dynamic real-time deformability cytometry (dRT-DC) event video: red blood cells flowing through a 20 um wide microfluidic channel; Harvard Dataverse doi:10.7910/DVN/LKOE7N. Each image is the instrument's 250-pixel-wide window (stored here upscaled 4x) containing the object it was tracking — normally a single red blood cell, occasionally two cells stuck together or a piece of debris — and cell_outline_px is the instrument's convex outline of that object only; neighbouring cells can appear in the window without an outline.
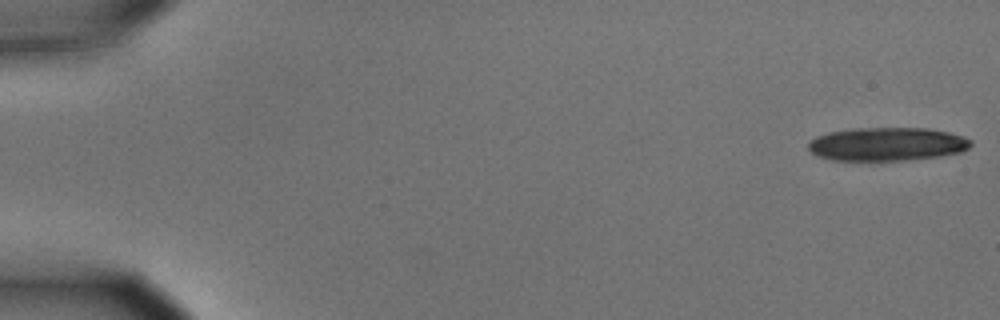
{"species": "common noctule bat (a hibernating species)", "species_latin": "Nyctalus noctula", "temperature_condition": "cold", "stored_images_in_passage": 11, "camera_frame_rate_fps": 3000, "um_per_image_px": 0.085, "animal": {"sex": "male", "body_mass_g": 15.6}, "frame": {"image": 1, "passage_image": 1, "time_ms": 0.0, "image_size_px": [1000, 320], "cell_outline_px": [[972, 144], [968, 148], [960, 152], [940, 156], [904, 160], [832, 160], [820, 156], [812, 152], [808, 148], [808, 144], [816, 136], [828, 132], [852, 128], [928, 128], [948, 132], [964, 136], [972, 140]], "centroid_in_image_um": [75.42, 12.24], "position_along_channel_um": 9.6, "area_um2": 31.62}}
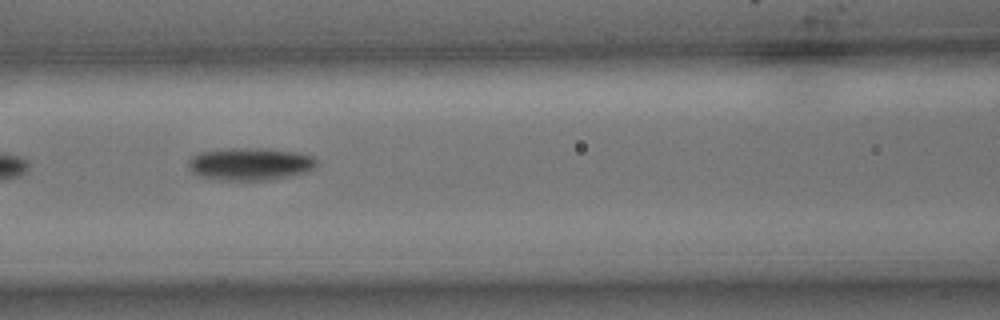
{"frame": {"image": 2, "passage_image": 7, "time_ms": 2.0, "image_size_px": [1000, 320], "cell_outline_px": [[316, 164], [312, 168], [304, 172], [272, 180], [216, 180], [200, 176], [192, 172], [188, 168], [188, 160], [192, 156], [200, 152], [228, 148], [268, 148], [296, 152], [312, 156], [316, 160]], "centroid_in_image_um": [21.21, 13.93], "position_along_channel_um": 145.4, "area_um2": 24.39}}
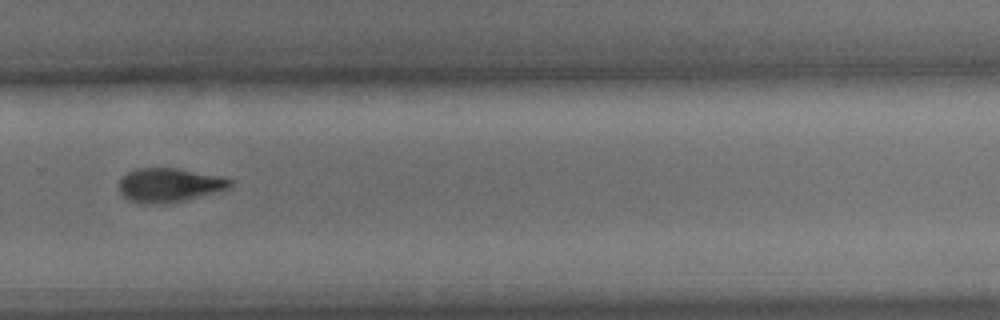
{"frame": {"image": 3, "passage_image": 11, "time_ms": 3.333, "image_size_px": [1000, 320], "cell_outline_px": [[232, 184], [228, 188], [188, 200], [164, 204], [140, 204], [128, 200], [120, 192], [120, 180], [128, 172], [136, 168], [176, 168], [220, 176], [232, 180]], "centroid_in_image_um": [14.37, 15.75], "position_along_channel_um": 315.4, "area_um2": 22.02}}